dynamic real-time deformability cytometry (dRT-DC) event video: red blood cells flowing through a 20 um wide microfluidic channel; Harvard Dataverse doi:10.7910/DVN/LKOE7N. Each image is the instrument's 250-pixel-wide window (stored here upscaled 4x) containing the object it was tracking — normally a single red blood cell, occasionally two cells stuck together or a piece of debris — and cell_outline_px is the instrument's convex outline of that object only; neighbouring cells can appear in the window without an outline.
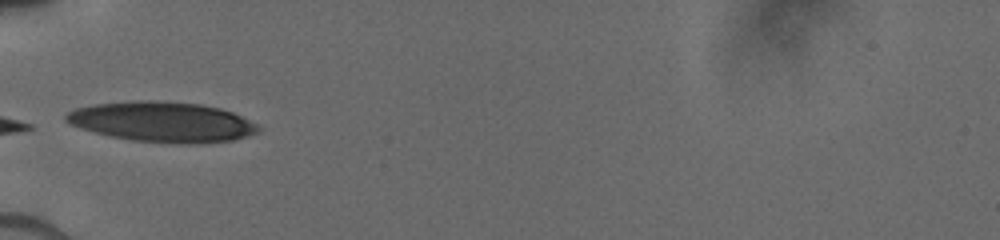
{"species": "human", "species_latin": "Homo sapiens", "temperature_condition": "cold", "stored_images_in_passage": 13, "camera_frame_rate_fps": 3000, "um_per_image_px": 0.085, "donor": {"sex": "male"}, "frame": {"image": 1, "passage_image": 1, "time_ms": 0.0, "image_size_px": [1000, 240], "cell_outline_px": [[260, 132], [248, 136], [232, 140], [192, 144], [184, 144], [132, 140], [108, 136], [80, 128], [68, 124], [64, 120], [64, 116], [68, 112], [76, 108], [96, 104], [136, 100], [152, 100], [200, 104], [220, 108], [232, 112], [260, 124]], "centroid_in_image_um": [13.8, 10.36], "position_along_channel_um": 71.2, "area_um2": 45.26}}